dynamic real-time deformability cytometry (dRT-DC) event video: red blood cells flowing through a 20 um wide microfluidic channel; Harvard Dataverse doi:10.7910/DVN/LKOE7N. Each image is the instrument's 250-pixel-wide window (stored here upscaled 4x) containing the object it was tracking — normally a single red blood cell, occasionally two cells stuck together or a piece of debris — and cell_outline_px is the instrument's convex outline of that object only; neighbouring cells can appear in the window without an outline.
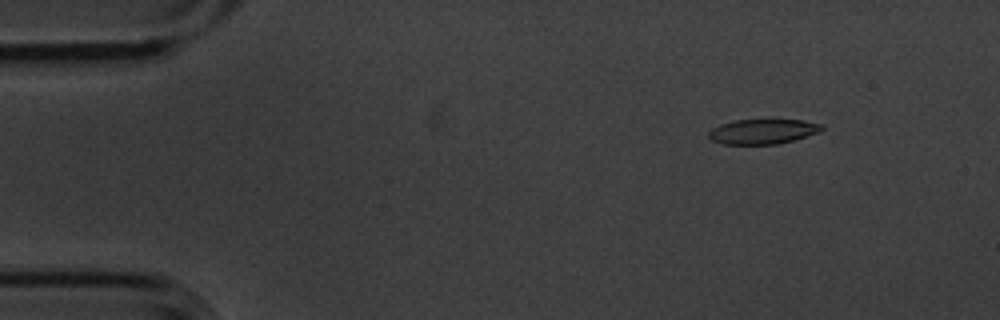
{"species": "common noctule bat (a hibernating species)", "species_latin": "Nyctalus noctula", "temperature_condition": "cold", "stored_images_in_passage": 8, "camera_frame_rate_fps": 3000, "um_per_image_px": 0.085, "animal": {"sex": "male", "body_mass_g": 20.1, "forearm_length_mm": 53.5}, "frame": {"image": 1, "passage_image": 2, "time_ms": 0.333, "image_size_px": [1000, 320], "cell_outline_px": [[824, 128], [820, 132], [808, 136], [776, 144], [724, 144], [712, 140], [708, 136], [708, 132], [712, 128], [720, 124], [736, 120], [804, 120], [824, 124]], "centroid_in_image_um": [64.87, 11.17], "position_along_channel_um": 20.1, "area_um2": 16.42}}
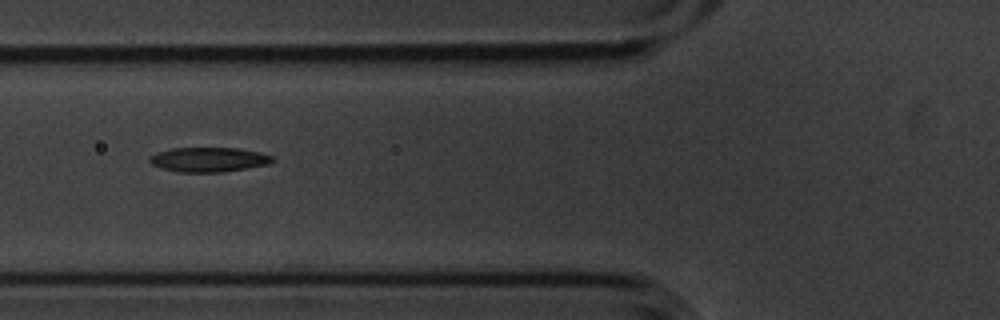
{"frame": {"image": 2, "passage_image": 6, "time_ms": 1.667, "image_size_px": [1000, 320], "cell_outline_px": [[276, 160], [268, 164], [224, 172], [176, 172], [160, 168], [152, 164], [148, 160], [156, 152], [172, 148], [236, 148], [260, 152], [272, 156]], "centroid_in_image_um": [17.73, 13.57], "position_along_channel_um": 108.1, "area_um2": 17.63}}
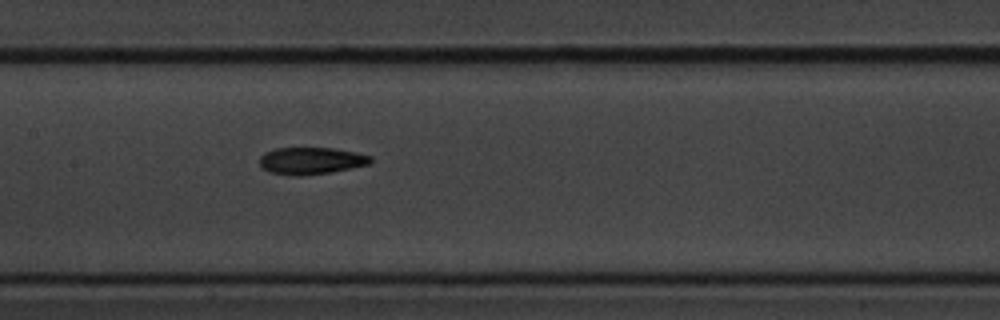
{"frame": {"image": 3, "passage_image": 8, "time_ms": 2.333, "image_size_px": [1000, 320], "cell_outline_px": [[372, 160], [368, 164], [352, 168], [332, 172], [300, 176], [296, 176], [268, 172], [260, 164], [260, 156], [264, 152], [276, 148], [332, 148], [356, 152], [372, 156]], "centroid_in_image_um": [26.44, 13.66], "position_along_channel_um": 181.0, "area_um2": 17.51}}